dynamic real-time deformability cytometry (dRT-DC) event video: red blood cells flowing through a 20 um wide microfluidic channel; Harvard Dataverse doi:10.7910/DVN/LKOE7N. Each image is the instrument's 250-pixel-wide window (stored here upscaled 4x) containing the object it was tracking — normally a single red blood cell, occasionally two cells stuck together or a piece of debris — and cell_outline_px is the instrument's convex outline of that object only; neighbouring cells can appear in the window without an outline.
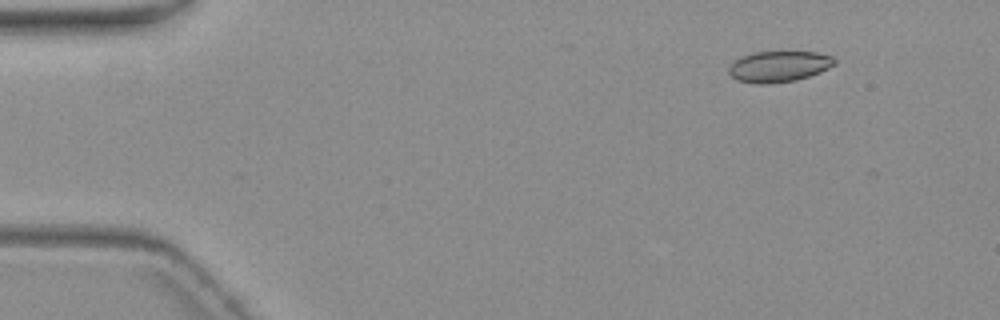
{"species": "common noctule bat (a hibernating species)", "species_latin": "Nyctalus noctula", "temperature_condition": "warm", "stored_images_in_passage": 5, "camera_frame_rate_fps": 3000, "um_per_image_px": 0.085, "animal": {"sex": "female", "body_mass_g": 19.3, "forearm_length_mm": 54.1}, "frame": {"image": 1, "passage_image": 2, "time_ms": 1.0, "image_size_px": [1000, 320], "cell_outline_px": [[836, 64], [820, 72], [796, 80], [768, 84], [756, 84], [736, 80], [728, 72], [728, 68], [740, 56], [752, 52], [780, 48], [816, 52], [832, 56], [836, 60]], "centroid_in_image_um": [66.21, 5.59], "position_along_channel_um": 18.8, "area_um2": 20.06}}
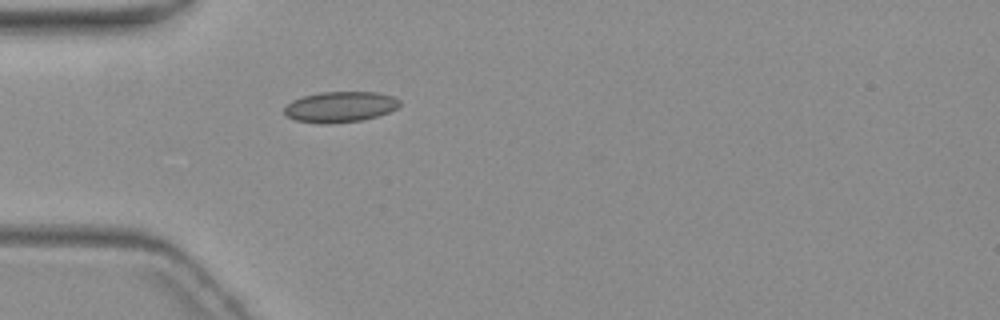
{"frame": {"image": 2, "passage_image": 5, "time_ms": 4.667, "image_size_px": [1000, 320], "cell_outline_px": [[400, 104], [396, 108], [388, 112], [376, 116], [360, 120], [324, 124], [296, 120], [284, 116], [284, 108], [292, 100], [304, 96], [320, 92], [376, 92], [392, 96], [400, 100]], "centroid_in_image_um": [28.88, 9.08], "position_along_channel_um": 56.1, "area_um2": 20.46}}